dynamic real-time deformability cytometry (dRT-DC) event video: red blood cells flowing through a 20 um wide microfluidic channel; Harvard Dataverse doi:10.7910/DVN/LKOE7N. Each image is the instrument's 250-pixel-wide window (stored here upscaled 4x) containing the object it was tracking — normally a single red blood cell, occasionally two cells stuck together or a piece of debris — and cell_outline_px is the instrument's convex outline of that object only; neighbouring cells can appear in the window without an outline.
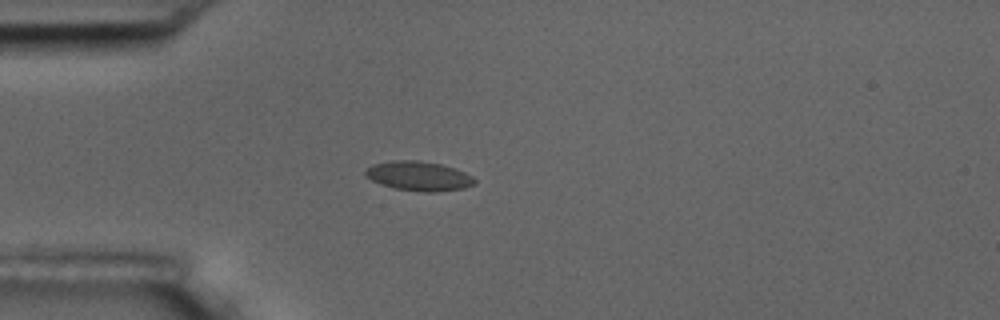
{"species": "common noctule bat (a hibernating species)", "species_latin": "Nyctalus noctula", "temperature_condition": "room temperature", "stored_images_in_passage": 2, "camera_frame_rate_fps": 3000, "um_per_image_px": 0.085, "animal": {"sex": "male", "body_mass_g": 17.5, "forearm_length_mm": 52.3}, "frame": {"image": 1, "passage_image": 2, "time_ms": 1.333, "image_size_px": [1000, 320], "cell_outline_px": [[476, 184], [464, 188], [436, 192], [424, 192], [396, 188], [380, 184], [364, 176], [364, 172], [372, 164], [392, 160], [416, 160], [440, 164], [456, 168], [472, 176], [476, 180]], "centroid_in_image_um": [35.6, 14.96], "position_along_channel_um": 49.4, "area_um2": 18.79}}